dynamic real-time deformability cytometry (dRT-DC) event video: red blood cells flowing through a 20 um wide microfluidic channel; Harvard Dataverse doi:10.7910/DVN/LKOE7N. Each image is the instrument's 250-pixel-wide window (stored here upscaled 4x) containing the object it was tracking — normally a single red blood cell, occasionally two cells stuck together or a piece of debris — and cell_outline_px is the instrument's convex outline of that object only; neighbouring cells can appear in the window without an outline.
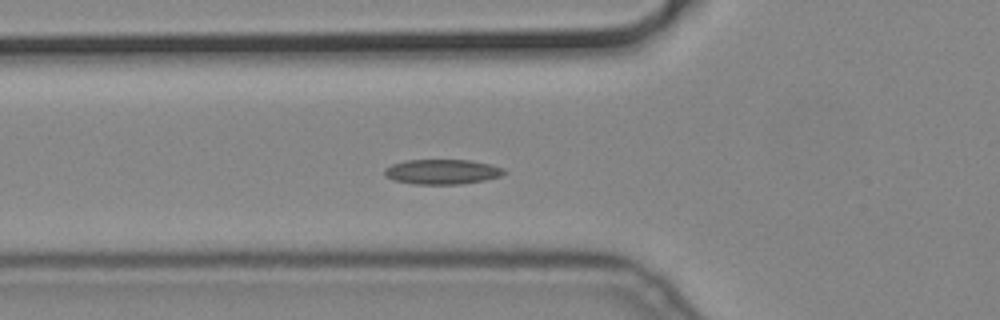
{"species": "common noctule bat (a hibernating species)", "species_latin": "Nyctalus noctula", "temperature_condition": "cold", "stored_images_in_passage": 15, "camera_frame_rate_fps": 3000, "um_per_image_px": 0.085, "animal": {"sex": "male", "body_mass_g": 19.2, "forearm_length_mm": 51.8}, "frame": {"image": 1, "passage_image": 2, "time_ms": 0.333, "image_size_px": [1000, 320], "cell_outline_px": [[508, 172], [500, 176], [484, 180], [460, 184], [416, 184], [392, 180], [384, 176], [384, 168], [392, 164], [404, 160], [468, 160], [488, 164], [504, 168]], "centroid_in_image_um": [37.55, 14.6], "position_along_channel_um": 88.3, "area_um2": 17.4}}
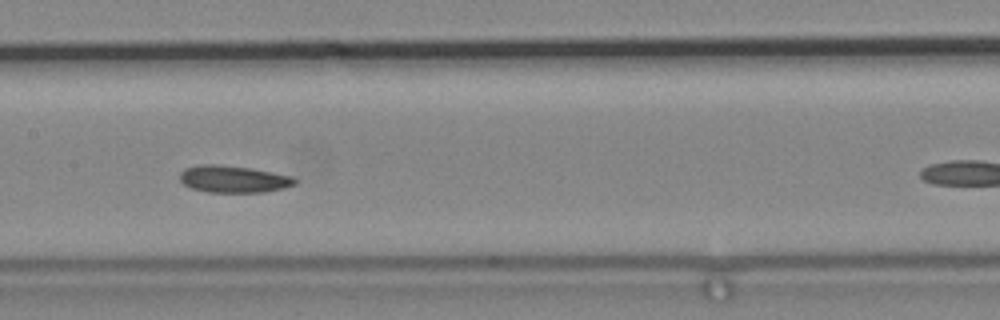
{"frame": {"image": 2, "passage_image": 5, "time_ms": 1.333, "image_size_px": [1000, 320], "cell_outline_px": [[296, 184], [284, 188], [264, 192], [208, 192], [192, 188], [184, 184], [180, 180], [180, 172], [184, 168], [196, 164], [216, 164], [248, 168], [272, 172], [292, 176], [296, 180]], "centroid_in_image_um": [19.81, 15.22], "position_along_channel_um": 187.6, "area_um2": 18.09}}
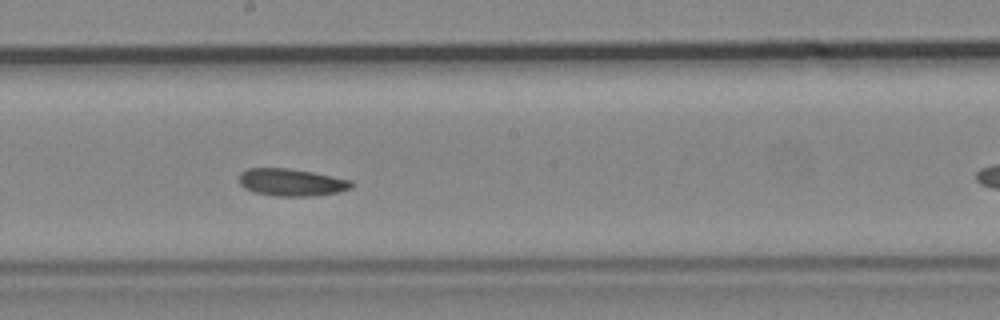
{"frame": {"image": 3, "passage_image": 8, "time_ms": 2.333, "image_size_px": [1000, 320], "cell_outline_px": [[352, 188], [340, 192], [312, 196], [276, 196], [252, 192], [244, 188], [240, 184], [240, 172], [248, 168], [288, 168], [312, 172], [352, 180]], "centroid_in_image_um": [24.77, 15.5], "position_along_channel_um": 223.4, "area_um2": 17.98}}